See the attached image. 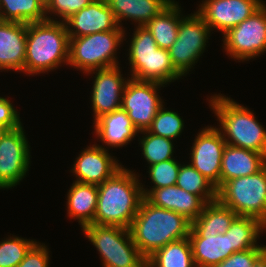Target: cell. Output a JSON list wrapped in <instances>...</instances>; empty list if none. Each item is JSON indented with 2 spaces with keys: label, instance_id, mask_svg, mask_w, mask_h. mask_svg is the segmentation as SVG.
Here are the masks:
<instances>
[{
  "label": "cell",
  "instance_id": "1",
  "mask_svg": "<svg viewBox=\"0 0 266 267\" xmlns=\"http://www.w3.org/2000/svg\"><path fill=\"white\" fill-rule=\"evenodd\" d=\"M139 174L122 167L98 187L94 224L129 229L144 198Z\"/></svg>",
  "mask_w": 266,
  "mask_h": 267
},
{
  "label": "cell",
  "instance_id": "2",
  "mask_svg": "<svg viewBox=\"0 0 266 267\" xmlns=\"http://www.w3.org/2000/svg\"><path fill=\"white\" fill-rule=\"evenodd\" d=\"M191 227L192 222L183 215L155 206L144 197L129 231L140 253L147 259L168 243L187 238Z\"/></svg>",
  "mask_w": 266,
  "mask_h": 267
},
{
  "label": "cell",
  "instance_id": "3",
  "mask_svg": "<svg viewBox=\"0 0 266 267\" xmlns=\"http://www.w3.org/2000/svg\"><path fill=\"white\" fill-rule=\"evenodd\" d=\"M69 36L65 22L45 20L27 24L25 74L48 73L68 65Z\"/></svg>",
  "mask_w": 266,
  "mask_h": 267
},
{
  "label": "cell",
  "instance_id": "4",
  "mask_svg": "<svg viewBox=\"0 0 266 267\" xmlns=\"http://www.w3.org/2000/svg\"><path fill=\"white\" fill-rule=\"evenodd\" d=\"M207 100L228 145L253 150L266 157V130L254 116L253 110L222 94H214Z\"/></svg>",
  "mask_w": 266,
  "mask_h": 267
},
{
  "label": "cell",
  "instance_id": "5",
  "mask_svg": "<svg viewBox=\"0 0 266 267\" xmlns=\"http://www.w3.org/2000/svg\"><path fill=\"white\" fill-rule=\"evenodd\" d=\"M130 40L128 60L130 78L169 85L183 76L172 65L168 50L159 48L145 26H135Z\"/></svg>",
  "mask_w": 266,
  "mask_h": 267
},
{
  "label": "cell",
  "instance_id": "6",
  "mask_svg": "<svg viewBox=\"0 0 266 267\" xmlns=\"http://www.w3.org/2000/svg\"><path fill=\"white\" fill-rule=\"evenodd\" d=\"M124 29L118 26L113 31L69 37L68 65L85 74L92 70L119 66L117 50L126 41Z\"/></svg>",
  "mask_w": 266,
  "mask_h": 267
},
{
  "label": "cell",
  "instance_id": "7",
  "mask_svg": "<svg viewBox=\"0 0 266 267\" xmlns=\"http://www.w3.org/2000/svg\"><path fill=\"white\" fill-rule=\"evenodd\" d=\"M81 230L99 252L103 267H146V258L133 242L129 229L89 224Z\"/></svg>",
  "mask_w": 266,
  "mask_h": 267
},
{
  "label": "cell",
  "instance_id": "8",
  "mask_svg": "<svg viewBox=\"0 0 266 267\" xmlns=\"http://www.w3.org/2000/svg\"><path fill=\"white\" fill-rule=\"evenodd\" d=\"M217 200L238 216H250L266 225V165L257 173L233 178L217 190Z\"/></svg>",
  "mask_w": 266,
  "mask_h": 267
},
{
  "label": "cell",
  "instance_id": "9",
  "mask_svg": "<svg viewBox=\"0 0 266 267\" xmlns=\"http://www.w3.org/2000/svg\"><path fill=\"white\" fill-rule=\"evenodd\" d=\"M211 29L197 13H191L180 20L177 40L168 50L172 65L186 76L206 50Z\"/></svg>",
  "mask_w": 266,
  "mask_h": 267
},
{
  "label": "cell",
  "instance_id": "10",
  "mask_svg": "<svg viewBox=\"0 0 266 267\" xmlns=\"http://www.w3.org/2000/svg\"><path fill=\"white\" fill-rule=\"evenodd\" d=\"M223 49L235 61H248L266 51V4L223 35Z\"/></svg>",
  "mask_w": 266,
  "mask_h": 267
},
{
  "label": "cell",
  "instance_id": "11",
  "mask_svg": "<svg viewBox=\"0 0 266 267\" xmlns=\"http://www.w3.org/2000/svg\"><path fill=\"white\" fill-rule=\"evenodd\" d=\"M160 83L139 81L130 78L124 88L121 109L128 113L133 126L138 132L146 131L152 125L164 100L158 95Z\"/></svg>",
  "mask_w": 266,
  "mask_h": 267
},
{
  "label": "cell",
  "instance_id": "12",
  "mask_svg": "<svg viewBox=\"0 0 266 267\" xmlns=\"http://www.w3.org/2000/svg\"><path fill=\"white\" fill-rule=\"evenodd\" d=\"M28 142L22 125L0 136V189H12L25 178L31 157Z\"/></svg>",
  "mask_w": 266,
  "mask_h": 267
},
{
  "label": "cell",
  "instance_id": "13",
  "mask_svg": "<svg viewBox=\"0 0 266 267\" xmlns=\"http://www.w3.org/2000/svg\"><path fill=\"white\" fill-rule=\"evenodd\" d=\"M226 144L218 127L210 125L198 132L190 149V164L217 190L220 188L221 162Z\"/></svg>",
  "mask_w": 266,
  "mask_h": 267
},
{
  "label": "cell",
  "instance_id": "14",
  "mask_svg": "<svg viewBox=\"0 0 266 267\" xmlns=\"http://www.w3.org/2000/svg\"><path fill=\"white\" fill-rule=\"evenodd\" d=\"M263 0H202L196 11L211 31L219 30L223 35L259 10Z\"/></svg>",
  "mask_w": 266,
  "mask_h": 267
},
{
  "label": "cell",
  "instance_id": "15",
  "mask_svg": "<svg viewBox=\"0 0 266 267\" xmlns=\"http://www.w3.org/2000/svg\"><path fill=\"white\" fill-rule=\"evenodd\" d=\"M120 67L92 70L87 72V76L95 74L91 104L93 111V121L101 116L121 109L122 95L129 78L122 77Z\"/></svg>",
  "mask_w": 266,
  "mask_h": 267
},
{
  "label": "cell",
  "instance_id": "16",
  "mask_svg": "<svg viewBox=\"0 0 266 267\" xmlns=\"http://www.w3.org/2000/svg\"><path fill=\"white\" fill-rule=\"evenodd\" d=\"M102 145L93 144L81 151L75 158L71 171L77 182L102 184L112 177L123 165Z\"/></svg>",
  "mask_w": 266,
  "mask_h": 267
},
{
  "label": "cell",
  "instance_id": "17",
  "mask_svg": "<svg viewBox=\"0 0 266 267\" xmlns=\"http://www.w3.org/2000/svg\"><path fill=\"white\" fill-rule=\"evenodd\" d=\"M144 197L153 205L172 210L193 222L207 204L200 196L189 193L177 185L147 189L142 185Z\"/></svg>",
  "mask_w": 266,
  "mask_h": 267
},
{
  "label": "cell",
  "instance_id": "18",
  "mask_svg": "<svg viewBox=\"0 0 266 267\" xmlns=\"http://www.w3.org/2000/svg\"><path fill=\"white\" fill-rule=\"evenodd\" d=\"M69 37H81L118 27L106 0H94L65 21Z\"/></svg>",
  "mask_w": 266,
  "mask_h": 267
},
{
  "label": "cell",
  "instance_id": "19",
  "mask_svg": "<svg viewBox=\"0 0 266 267\" xmlns=\"http://www.w3.org/2000/svg\"><path fill=\"white\" fill-rule=\"evenodd\" d=\"M27 24L3 21L0 23V70L25 74Z\"/></svg>",
  "mask_w": 266,
  "mask_h": 267
},
{
  "label": "cell",
  "instance_id": "20",
  "mask_svg": "<svg viewBox=\"0 0 266 267\" xmlns=\"http://www.w3.org/2000/svg\"><path fill=\"white\" fill-rule=\"evenodd\" d=\"M266 165L259 152L226 144L221 162L220 187L233 178L257 173Z\"/></svg>",
  "mask_w": 266,
  "mask_h": 267
},
{
  "label": "cell",
  "instance_id": "21",
  "mask_svg": "<svg viewBox=\"0 0 266 267\" xmlns=\"http://www.w3.org/2000/svg\"><path fill=\"white\" fill-rule=\"evenodd\" d=\"M93 124L96 138L112 148L129 144L139 134L128 113L122 109L101 116Z\"/></svg>",
  "mask_w": 266,
  "mask_h": 267
},
{
  "label": "cell",
  "instance_id": "22",
  "mask_svg": "<svg viewBox=\"0 0 266 267\" xmlns=\"http://www.w3.org/2000/svg\"><path fill=\"white\" fill-rule=\"evenodd\" d=\"M196 267H214L233 253L229 234H189Z\"/></svg>",
  "mask_w": 266,
  "mask_h": 267
},
{
  "label": "cell",
  "instance_id": "23",
  "mask_svg": "<svg viewBox=\"0 0 266 267\" xmlns=\"http://www.w3.org/2000/svg\"><path fill=\"white\" fill-rule=\"evenodd\" d=\"M173 0H106L119 27L123 20H131L136 26H145Z\"/></svg>",
  "mask_w": 266,
  "mask_h": 267
},
{
  "label": "cell",
  "instance_id": "24",
  "mask_svg": "<svg viewBox=\"0 0 266 267\" xmlns=\"http://www.w3.org/2000/svg\"><path fill=\"white\" fill-rule=\"evenodd\" d=\"M66 200L69 218L77 219L81 228L94 224L98 200L97 185L73 181Z\"/></svg>",
  "mask_w": 266,
  "mask_h": 267
},
{
  "label": "cell",
  "instance_id": "25",
  "mask_svg": "<svg viewBox=\"0 0 266 267\" xmlns=\"http://www.w3.org/2000/svg\"><path fill=\"white\" fill-rule=\"evenodd\" d=\"M181 12V6L173 0L145 25L159 48L169 50L177 40L180 20L185 16Z\"/></svg>",
  "mask_w": 266,
  "mask_h": 267
},
{
  "label": "cell",
  "instance_id": "26",
  "mask_svg": "<svg viewBox=\"0 0 266 267\" xmlns=\"http://www.w3.org/2000/svg\"><path fill=\"white\" fill-rule=\"evenodd\" d=\"M237 216L218 200L207 203L199 217L192 222L189 234H225Z\"/></svg>",
  "mask_w": 266,
  "mask_h": 267
},
{
  "label": "cell",
  "instance_id": "27",
  "mask_svg": "<svg viewBox=\"0 0 266 267\" xmlns=\"http://www.w3.org/2000/svg\"><path fill=\"white\" fill-rule=\"evenodd\" d=\"M266 231V225L250 216H237L225 234H229L230 248L233 253L258 246L260 234Z\"/></svg>",
  "mask_w": 266,
  "mask_h": 267
},
{
  "label": "cell",
  "instance_id": "28",
  "mask_svg": "<svg viewBox=\"0 0 266 267\" xmlns=\"http://www.w3.org/2000/svg\"><path fill=\"white\" fill-rule=\"evenodd\" d=\"M146 267H196L189 238L168 243L146 259Z\"/></svg>",
  "mask_w": 266,
  "mask_h": 267
},
{
  "label": "cell",
  "instance_id": "29",
  "mask_svg": "<svg viewBox=\"0 0 266 267\" xmlns=\"http://www.w3.org/2000/svg\"><path fill=\"white\" fill-rule=\"evenodd\" d=\"M4 21L33 23L47 20L41 0H0Z\"/></svg>",
  "mask_w": 266,
  "mask_h": 267
},
{
  "label": "cell",
  "instance_id": "30",
  "mask_svg": "<svg viewBox=\"0 0 266 267\" xmlns=\"http://www.w3.org/2000/svg\"><path fill=\"white\" fill-rule=\"evenodd\" d=\"M176 185L189 193L200 196L206 203L217 200L216 187L190 163L180 165Z\"/></svg>",
  "mask_w": 266,
  "mask_h": 267
},
{
  "label": "cell",
  "instance_id": "31",
  "mask_svg": "<svg viewBox=\"0 0 266 267\" xmlns=\"http://www.w3.org/2000/svg\"><path fill=\"white\" fill-rule=\"evenodd\" d=\"M138 133L144 135L140 138V140L138 138V141L141 147L140 149L142 151V155L149 164L148 166L175 158L173 157V140L154 135L148 130Z\"/></svg>",
  "mask_w": 266,
  "mask_h": 267
},
{
  "label": "cell",
  "instance_id": "32",
  "mask_svg": "<svg viewBox=\"0 0 266 267\" xmlns=\"http://www.w3.org/2000/svg\"><path fill=\"white\" fill-rule=\"evenodd\" d=\"M184 124V120H182L178 112L167 110L162 105L148 131L154 135L175 140L182 134Z\"/></svg>",
  "mask_w": 266,
  "mask_h": 267
},
{
  "label": "cell",
  "instance_id": "33",
  "mask_svg": "<svg viewBox=\"0 0 266 267\" xmlns=\"http://www.w3.org/2000/svg\"><path fill=\"white\" fill-rule=\"evenodd\" d=\"M37 241L10 236L0 242V267H17Z\"/></svg>",
  "mask_w": 266,
  "mask_h": 267
},
{
  "label": "cell",
  "instance_id": "34",
  "mask_svg": "<svg viewBox=\"0 0 266 267\" xmlns=\"http://www.w3.org/2000/svg\"><path fill=\"white\" fill-rule=\"evenodd\" d=\"M180 165L178 160L171 159L147 166L149 178L154 184L151 189L176 185Z\"/></svg>",
  "mask_w": 266,
  "mask_h": 267
},
{
  "label": "cell",
  "instance_id": "35",
  "mask_svg": "<svg viewBox=\"0 0 266 267\" xmlns=\"http://www.w3.org/2000/svg\"><path fill=\"white\" fill-rule=\"evenodd\" d=\"M93 1L94 0H49L45 5L47 20L65 22L73 14L85 8ZM49 14L51 15L49 16ZM55 16H57V18L60 17L59 20Z\"/></svg>",
  "mask_w": 266,
  "mask_h": 267
},
{
  "label": "cell",
  "instance_id": "36",
  "mask_svg": "<svg viewBox=\"0 0 266 267\" xmlns=\"http://www.w3.org/2000/svg\"><path fill=\"white\" fill-rule=\"evenodd\" d=\"M266 251V245L232 253L214 267H253L256 260Z\"/></svg>",
  "mask_w": 266,
  "mask_h": 267
},
{
  "label": "cell",
  "instance_id": "37",
  "mask_svg": "<svg viewBox=\"0 0 266 267\" xmlns=\"http://www.w3.org/2000/svg\"><path fill=\"white\" fill-rule=\"evenodd\" d=\"M44 243L36 242L17 267H49L50 254Z\"/></svg>",
  "mask_w": 266,
  "mask_h": 267
},
{
  "label": "cell",
  "instance_id": "38",
  "mask_svg": "<svg viewBox=\"0 0 266 267\" xmlns=\"http://www.w3.org/2000/svg\"><path fill=\"white\" fill-rule=\"evenodd\" d=\"M19 114L11 103V100H9V97H0V126L2 128L13 130L23 125Z\"/></svg>",
  "mask_w": 266,
  "mask_h": 267
},
{
  "label": "cell",
  "instance_id": "39",
  "mask_svg": "<svg viewBox=\"0 0 266 267\" xmlns=\"http://www.w3.org/2000/svg\"><path fill=\"white\" fill-rule=\"evenodd\" d=\"M253 267H266V251L256 260Z\"/></svg>",
  "mask_w": 266,
  "mask_h": 267
},
{
  "label": "cell",
  "instance_id": "40",
  "mask_svg": "<svg viewBox=\"0 0 266 267\" xmlns=\"http://www.w3.org/2000/svg\"><path fill=\"white\" fill-rule=\"evenodd\" d=\"M4 20H3V16H2V12H1V7H0V23H2Z\"/></svg>",
  "mask_w": 266,
  "mask_h": 267
},
{
  "label": "cell",
  "instance_id": "41",
  "mask_svg": "<svg viewBox=\"0 0 266 267\" xmlns=\"http://www.w3.org/2000/svg\"><path fill=\"white\" fill-rule=\"evenodd\" d=\"M5 129L0 126V136L4 133Z\"/></svg>",
  "mask_w": 266,
  "mask_h": 267
},
{
  "label": "cell",
  "instance_id": "42",
  "mask_svg": "<svg viewBox=\"0 0 266 267\" xmlns=\"http://www.w3.org/2000/svg\"><path fill=\"white\" fill-rule=\"evenodd\" d=\"M45 5L49 0H41Z\"/></svg>",
  "mask_w": 266,
  "mask_h": 267
}]
</instances>
